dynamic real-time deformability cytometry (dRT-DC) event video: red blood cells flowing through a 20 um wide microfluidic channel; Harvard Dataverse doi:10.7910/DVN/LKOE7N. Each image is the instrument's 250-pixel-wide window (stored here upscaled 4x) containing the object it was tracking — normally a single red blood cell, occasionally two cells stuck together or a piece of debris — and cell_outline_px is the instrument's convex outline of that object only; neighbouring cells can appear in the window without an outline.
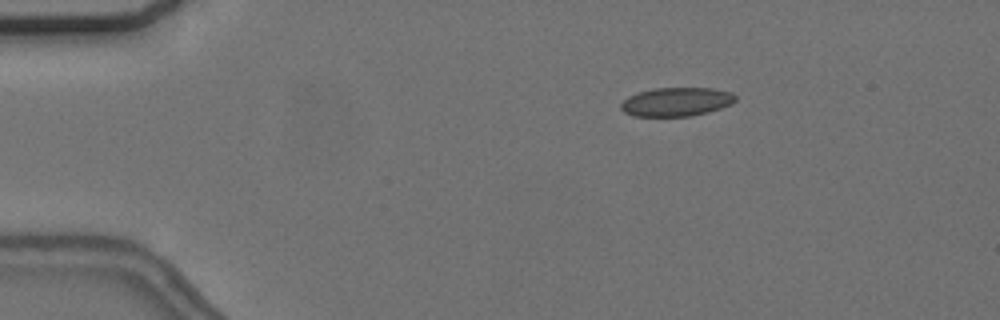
{"species": "common noctule bat (a hibernating species)", "species_latin": "Nyctalus noctula", "temperature_condition": "cold", "stored_images_in_passage": 47, "camera_frame_rate_fps": 3000, "um_per_image_px": 0.085, "animal": {"sex": "female", "body_mass_g": 24.6, "forearm_length_mm": 56.2}, "frame": {"image": 1, "passage_image": 1, "time_ms": 0.0, "image_size_px": [1000, 320], "cell_outline_px": [[736, 100], [732, 104], [708, 112], [692, 116], [632, 116], [624, 112], [620, 108], [620, 104], [628, 96], [640, 92], [656, 88], [712, 88], [732, 92], [736, 96]], "centroid_in_image_um": [57.5, 8.66], "position_along_channel_um": 27.5, "area_um2": 19.25}}
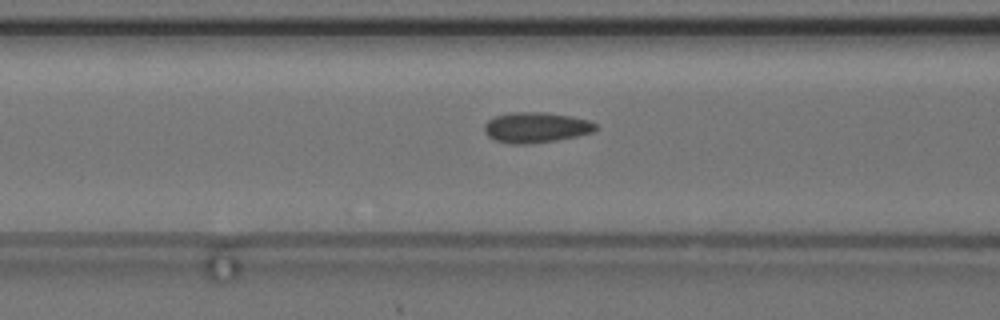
{"frame": {"image": 2, "passage_image": 14, "time_ms": 4.333, "image_size_px": [1000, 320], "cell_outline_px": [[600, 128], [592, 132], [576, 136], [556, 140], [532, 144], [508, 144], [496, 140], [488, 136], [484, 132], [484, 124], [488, 120], [496, 116], [512, 112], [544, 112], [572, 116], [588, 120], [596, 124]], "centroid_in_image_um": [45.56, 10.84], "position_along_channel_um": 121.0, "area_um2": 19.88}}
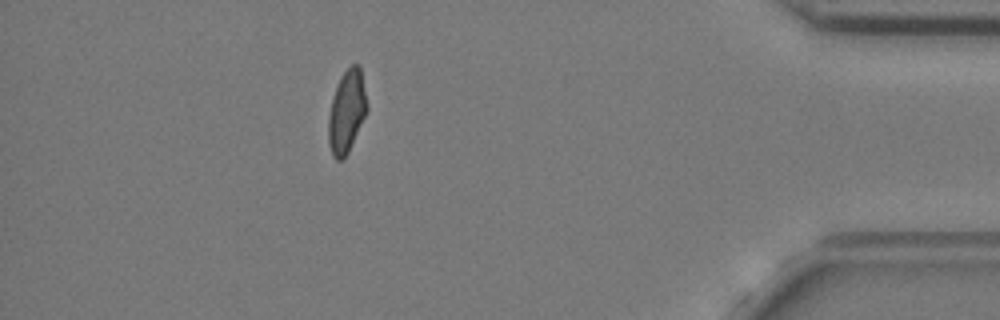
{"frame": {"image": 3, "passage_image": 41, "time_ms": 13.333, "image_size_px": [1000, 320], "cell_outline_px": [[368, 108], [348, 152], [344, 160], [336, 160], [332, 156], [328, 140], [328, 116], [332, 100], [340, 76], [352, 64], [360, 64]], "centroid_in_image_um": [29.46, 9.49], "position_along_channel_um": 405.7, "area_um2": 18.44}, "authors_computed_cell_mechanics": {"area_um2": 19.1896, "velocity_mm_per_s": 3.6828, "shape_relaxation_time_tau1_ms": null, "shape_relaxation_time_tau2_ms": 1.1788, "deformation_change_tau1": null, "deformation_change_tau2": 0.0689}}